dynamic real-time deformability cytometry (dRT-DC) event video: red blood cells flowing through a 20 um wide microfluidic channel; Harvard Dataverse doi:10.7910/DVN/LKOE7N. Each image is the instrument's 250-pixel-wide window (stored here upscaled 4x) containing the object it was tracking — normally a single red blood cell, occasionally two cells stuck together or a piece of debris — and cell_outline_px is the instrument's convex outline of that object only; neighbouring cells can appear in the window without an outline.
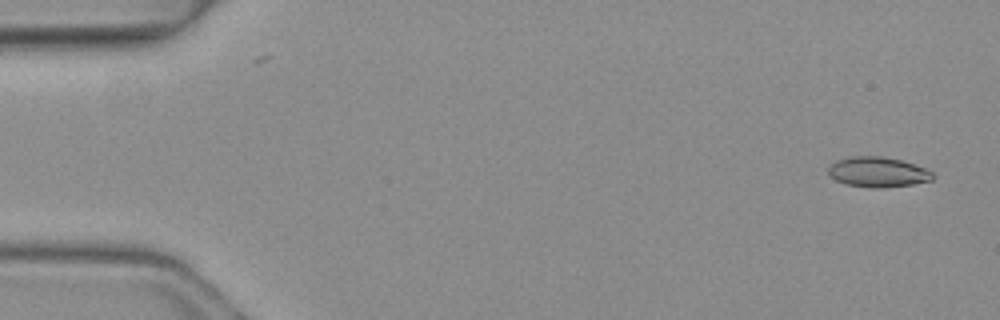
{"species": "common noctule bat (a hibernating species)", "species_latin": "Nyctalus noctula", "temperature_condition": "warm", "stored_images_in_passage": 4, "camera_frame_rate_fps": 3000, "um_per_image_px": 0.085, "animal": {"sex": "female", "body_mass_g": 19.3, "forearm_length_mm": 54.1}, "frame": {"image": 1, "passage_image": 1, "time_ms": 0.0, "image_size_px": [1000, 320], "cell_outline_px": [[936, 176], [932, 180], [912, 184], [884, 188], [872, 188], [844, 184], [836, 180], [828, 172], [828, 168], [836, 160], [848, 156], [880, 156], [900, 160], [924, 168], [932, 172]], "centroid_in_image_um": [74.6, 14.63], "position_along_channel_um": 10.4, "area_um2": 18.32}}
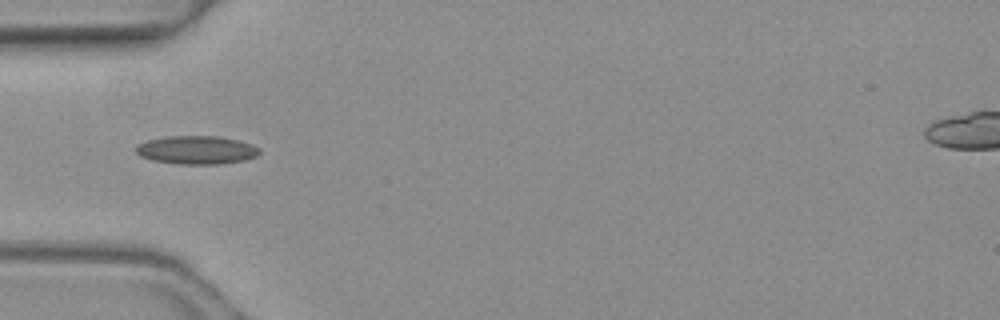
{"frame": {"image": 2, "passage_image": 4, "time_ms": 1.0, "image_size_px": [1000, 320], "cell_outline_px": [[260, 152], [256, 156], [244, 160], [220, 164], [180, 164], [152, 160], [140, 156], [136, 152], [136, 148], [140, 144], [148, 140], [168, 136], [216, 136], [236, 140], [252, 144], [260, 148]], "centroid_in_image_um": [16.73, 12.75], "position_along_channel_um": 68.3, "area_um2": 20.23}}